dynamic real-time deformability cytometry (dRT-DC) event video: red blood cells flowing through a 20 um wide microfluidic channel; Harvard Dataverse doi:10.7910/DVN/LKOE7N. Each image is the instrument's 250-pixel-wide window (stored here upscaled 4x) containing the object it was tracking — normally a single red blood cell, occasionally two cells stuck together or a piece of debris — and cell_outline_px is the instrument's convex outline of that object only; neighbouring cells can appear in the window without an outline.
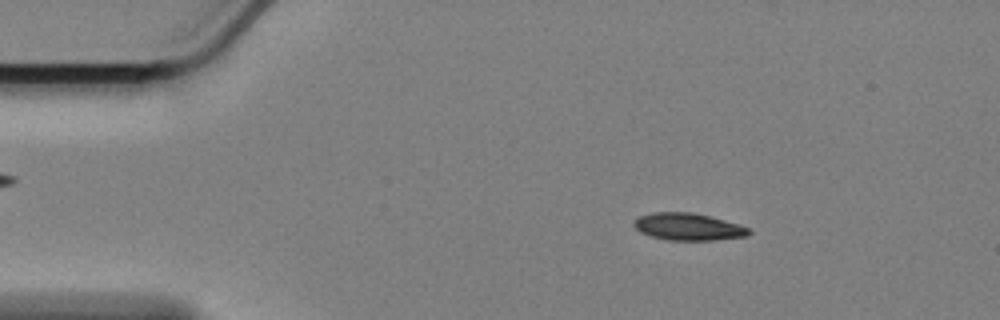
{"species": "Egyptian fruit bat (a non-hibernating species)", "species_latin": "Rousettus aegyptiacus", "temperature_condition": "cold", "stored_images_in_passage": 51, "camera_frame_rate_fps": 3000, "um_per_image_px": 0.085, "animal": {"sex": "female"}, "frame": {"image": 1, "passage_image": 2, "time_ms": 0.333, "image_size_px": [1000, 320], "cell_outline_px": [[752, 232], [748, 236], [712, 240], [668, 240], [652, 236], [640, 232], [632, 224], [640, 216], [652, 212], [692, 212], [724, 220], [748, 228]], "centroid_in_image_um": [58.48, 19.27], "position_along_channel_um": 26.5, "area_um2": 17.98}}
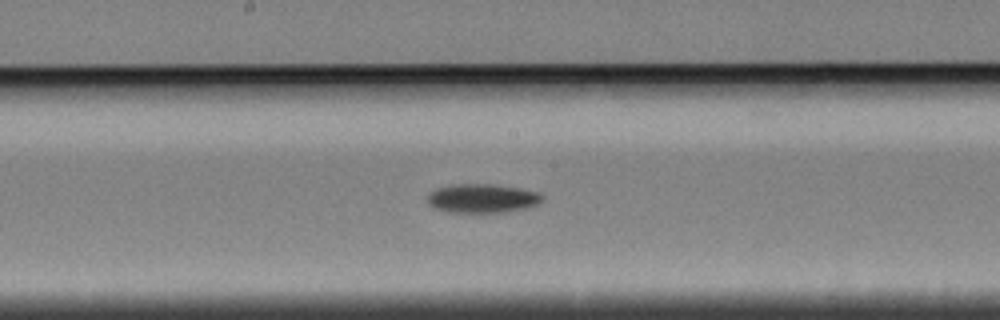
{"frame": {"image": 2, "passage_image": 23, "time_ms": 7.333, "image_size_px": [1000, 320], "cell_outline_px": [[544, 200], [528, 208], [504, 212], [444, 212], [432, 208], [428, 204], [428, 196], [436, 188], [452, 184], [492, 184], [520, 188], [536, 192], [544, 196]], "centroid_in_image_um": [40.98, 16.86], "position_along_channel_um": 207.2, "area_um2": 19.48}}
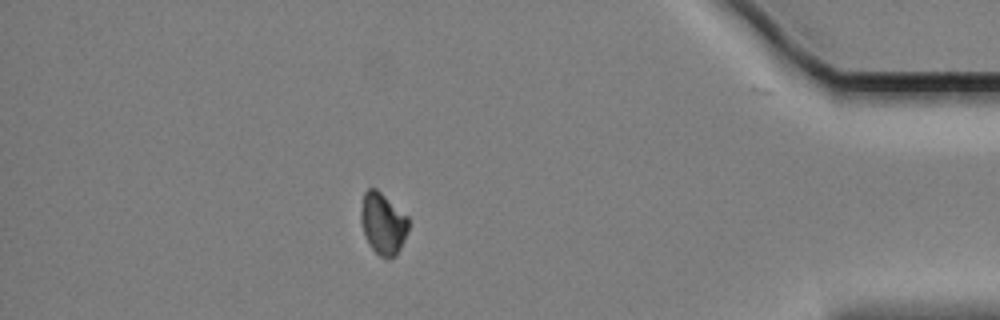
{"frame": {"image": 3, "passage_image": 44, "time_ms": 14.333, "image_size_px": [1000, 320], "cell_outline_px": [[408, 228], [404, 240], [396, 256], [388, 260], [384, 260], [372, 248], [364, 232], [360, 212], [364, 192], [368, 188], [376, 188], [408, 216]], "centroid_in_image_um": [32.57, 19.01], "position_along_channel_um": 402.6, "area_um2": 16.94}, "authors_computed_cell_mechanics": {"area_um2": 18.6694, "velocity_mm_per_s": 3.3935, "shape_relaxation_time_tau1_ms": 3.1011, "shape_relaxation_time_tau2_ms": null, "deformation_change_tau1": 0.074, "deformation_change_tau2": null}}